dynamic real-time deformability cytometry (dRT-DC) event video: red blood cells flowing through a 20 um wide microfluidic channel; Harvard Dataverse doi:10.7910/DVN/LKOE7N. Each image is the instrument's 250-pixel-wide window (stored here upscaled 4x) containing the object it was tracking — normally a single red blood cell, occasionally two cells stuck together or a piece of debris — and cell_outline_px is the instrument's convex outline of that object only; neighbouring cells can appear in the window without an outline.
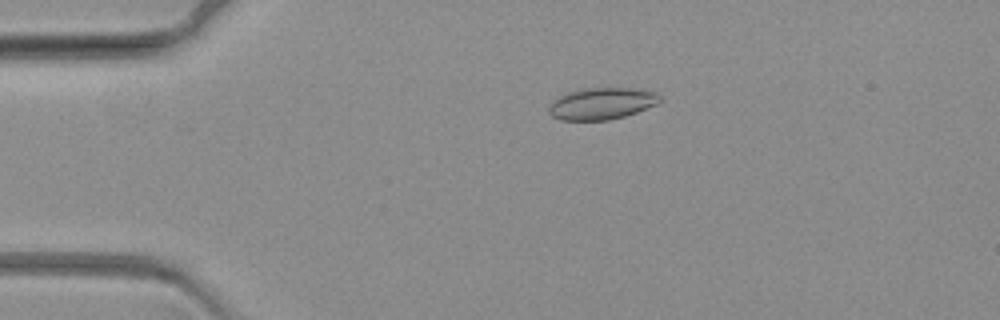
{"species": "common noctule bat (a hibernating species)", "species_latin": "Nyctalus noctula", "temperature_condition": "warm", "stored_images_in_passage": 69, "camera_frame_rate_fps": 3000, "um_per_image_px": 0.085, "animal": {"sex": "female", "body_mass_g": 19.3, "forearm_length_mm": 54.1}, "frame": {"image": 1, "passage_image": 14, "time_ms": 4.333, "image_size_px": [1000, 320], "cell_outline_px": [[660, 100], [656, 104], [636, 112], [624, 116], [608, 120], [560, 120], [552, 116], [548, 112], [548, 108], [552, 100], [568, 92], [584, 88], [632, 88], [656, 92], [660, 96]], "centroid_in_image_um": [51.11, 8.8], "position_along_channel_um": 33.9, "area_um2": 20.46}}
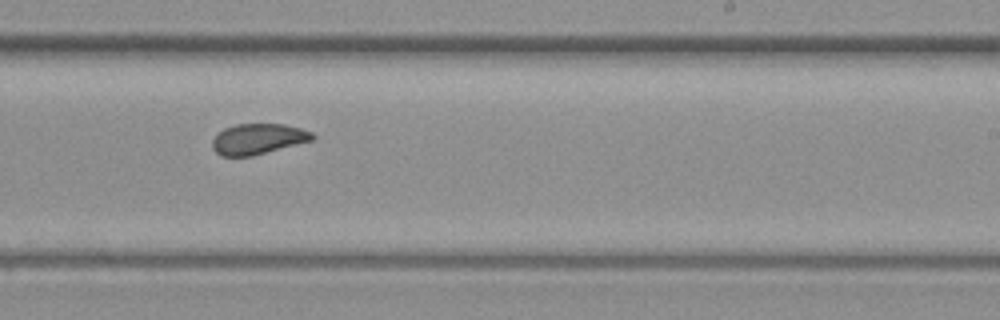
{"frame": {"image": 2, "passage_image": 42, "time_ms": 13.667, "image_size_px": [1000, 320], "cell_outline_px": [[316, 136], [312, 140], [252, 156], [220, 156], [212, 148], [212, 140], [224, 128], [236, 124], [284, 124], [300, 128], [312, 132]], "centroid_in_image_um": [21.92, 11.81], "position_along_channel_um": 267.1, "area_um2": 17.74}}
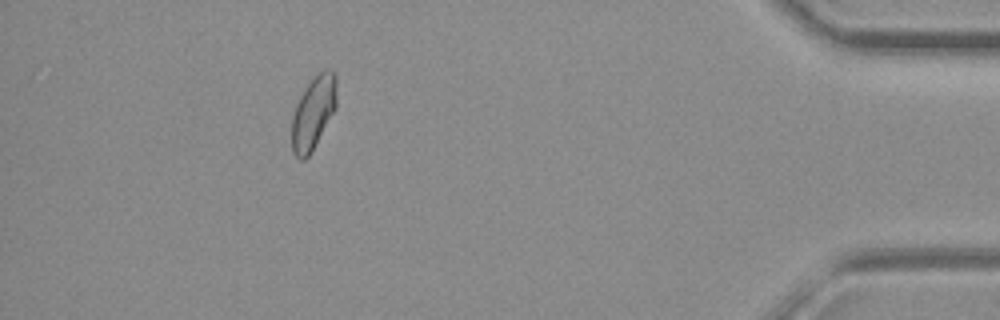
{"frame": {"image": 3, "passage_image": 62, "time_ms": 20.333, "image_size_px": [1000, 320], "cell_outline_px": [[336, 108], [312, 152], [304, 160], [300, 160], [292, 152], [292, 116], [296, 104], [304, 88], [312, 76], [324, 68], [328, 68], [336, 76]], "centroid_in_image_um": [26.63, 9.56], "position_along_channel_um": 408.6, "area_um2": 19.36}}